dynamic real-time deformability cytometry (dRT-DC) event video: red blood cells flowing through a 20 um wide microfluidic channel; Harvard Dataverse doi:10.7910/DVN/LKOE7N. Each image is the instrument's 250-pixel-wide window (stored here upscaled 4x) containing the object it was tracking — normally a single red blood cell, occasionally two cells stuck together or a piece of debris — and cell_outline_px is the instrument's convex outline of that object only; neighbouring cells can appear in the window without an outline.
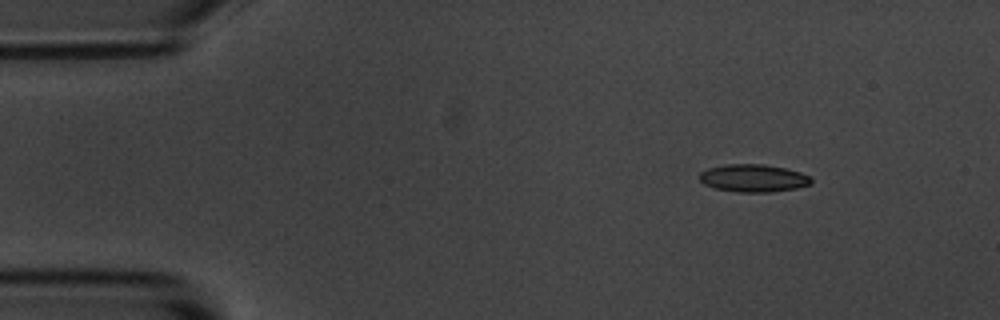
{"species": "common noctule bat (a hibernating species)", "species_latin": "Nyctalus noctula", "temperature_condition": "room temperature", "stored_images_in_passage": 3, "camera_frame_rate_fps": 3000, "um_per_image_px": 0.085, "animal": {"sex": "male", "body_mass_g": 20.1, "forearm_length_mm": 53.5}, "frame": {"image": 1, "passage_image": 1, "time_ms": 0.0, "image_size_px": [1000, 320], "cell_outline_px": [[812, 184], [796, 188], [772, 192], [736, 192], [716, 188], [704, 184], [700, 180], [700, 172], [708, 168], [728, 164], [764, 164], [784, 168], [800, 172], [808, 176], [812, 180]], "centroid_in_image_um": [64.04, 15.14], "position_along_channel_um": 21.0, "area_um2": 17.92}}